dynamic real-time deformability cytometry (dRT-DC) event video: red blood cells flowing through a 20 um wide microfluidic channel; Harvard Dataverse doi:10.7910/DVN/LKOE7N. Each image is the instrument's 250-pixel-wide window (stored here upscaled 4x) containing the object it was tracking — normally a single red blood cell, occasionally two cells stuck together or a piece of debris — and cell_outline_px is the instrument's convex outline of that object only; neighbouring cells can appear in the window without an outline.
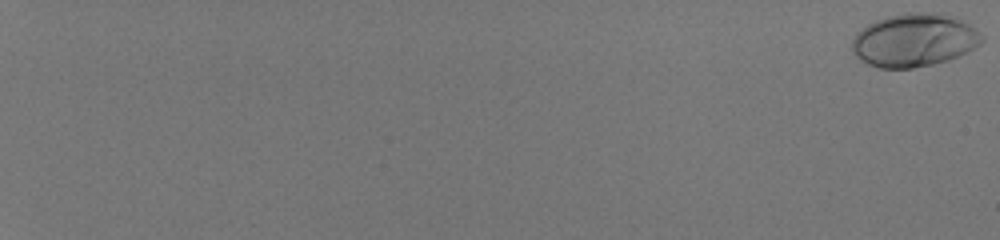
{"species": "human", "species_latin": "Homo sapiens", "temperature_condition": "room temperature", "stored_images_in_passage": 20, "camera_frame_rate_fps": 3000, "um_per_image_px": 0.085, "donor": {"sex": "male"}, "frame": {"image": 1, "passage_image": 1, "time_ms": 0.0, "image_size_px": [1000, 240], "cell_outline_px": [[984, 40], [980, 44], [948, 60], [932, 64], [912, 68], [880, 68], [868, 64], [860, 60], [852, 52], [852, 40], [856, 32], [868, 24], [876, 20], [888, 16], [908, 12], [916, 12], [948, 16], [960, 20], [968, 24], [984, 36]], "centroid_in_image_um": [77.65, 3.43], "position_along_channel_um": 7.4, "area_um2": 39.65}}